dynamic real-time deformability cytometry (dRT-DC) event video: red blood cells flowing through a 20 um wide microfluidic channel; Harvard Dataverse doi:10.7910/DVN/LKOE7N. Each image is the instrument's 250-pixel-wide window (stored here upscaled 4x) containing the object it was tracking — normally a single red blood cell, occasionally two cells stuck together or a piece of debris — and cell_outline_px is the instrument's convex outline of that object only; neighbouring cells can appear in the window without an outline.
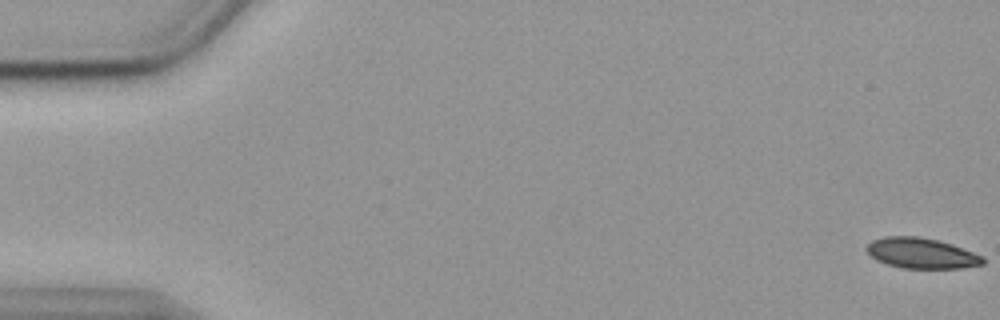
{"species": "common noctule bat (a hibernating species)", "species_latin": "Nyctalus noctula", "temperature_condition": "cold", "stored_images_in_passage": 58, "camera_frame_rate_fps": 3000, "um_per_image_px": 0.085, "animal": {"sex": "female", "body_mass_g": 19.9}, "frame": {"image": 1, "passage_image": 1, "time_ms": 0.0, "image_size_px": [1000, 320], "cell_outline_px": [[984, 264], [960, 268], [904, 268], [888, 264], [876, 260], [864, 248], [872, 240], [884, 236], [920, 236], [940, 240], [952, 244], [984, 256]], "centroid_in_image_um": [78.33, 21.51], "position_along_channel_um": 6.7, "area_um2": 20.75}}
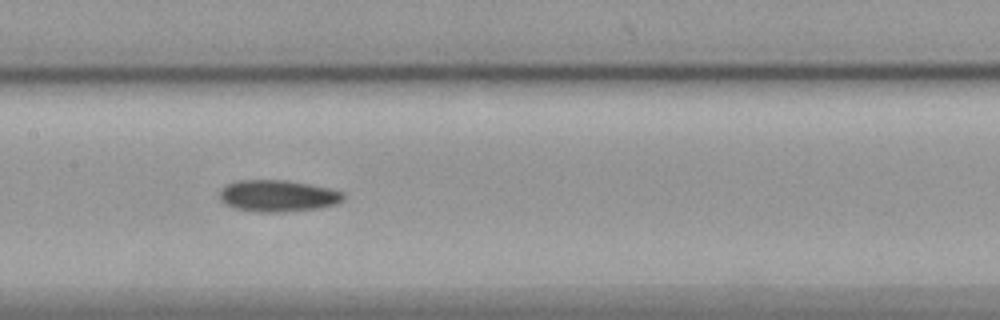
{"frame": {"image": 2, "passage_image": 28, "time_ms": 9.0, "image_size_px": [1000, 320], "cell_outline_px": [[344, 200], [336, 204], [320, 208], [284, 212], [260, 212], [232, 208], [224, 204], [220, 200], [220, 188], [224, 184], [236, 180], [284, 180], [308, 184], [328, 188], [344, 192]], "centroid_in_image_um": [23.57, 16.65], "position_along_channel_um": 183.8, "area_um2": 23.12}}
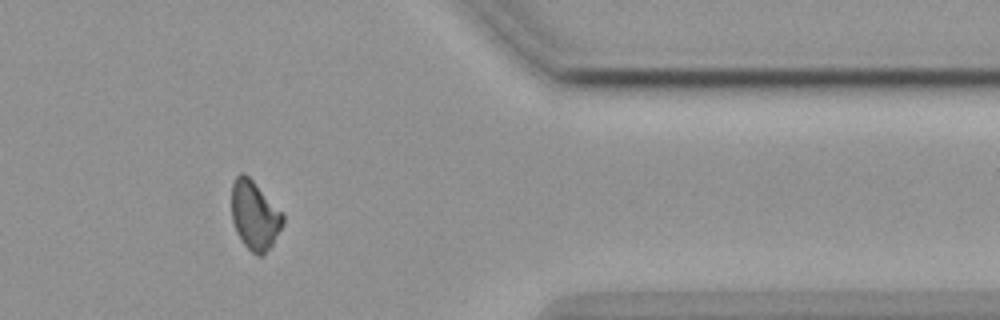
{"frame": {"image": 3, "passage_image": 47, "time_ms": 15.333, "image_size_px": [1000, 320], "cell_outline_px": [[284, 220], [272, 244], [260, 256], [256, 256], [244, 244], [236, 232], [232, 220], [232, 184], [236, 176], [240, 172], [244, 172], [284, 212]], "centroid_in_image_um": [21.64, 18.27], "position_along_channel_um": 389.8, "area_um2": 20.46}}